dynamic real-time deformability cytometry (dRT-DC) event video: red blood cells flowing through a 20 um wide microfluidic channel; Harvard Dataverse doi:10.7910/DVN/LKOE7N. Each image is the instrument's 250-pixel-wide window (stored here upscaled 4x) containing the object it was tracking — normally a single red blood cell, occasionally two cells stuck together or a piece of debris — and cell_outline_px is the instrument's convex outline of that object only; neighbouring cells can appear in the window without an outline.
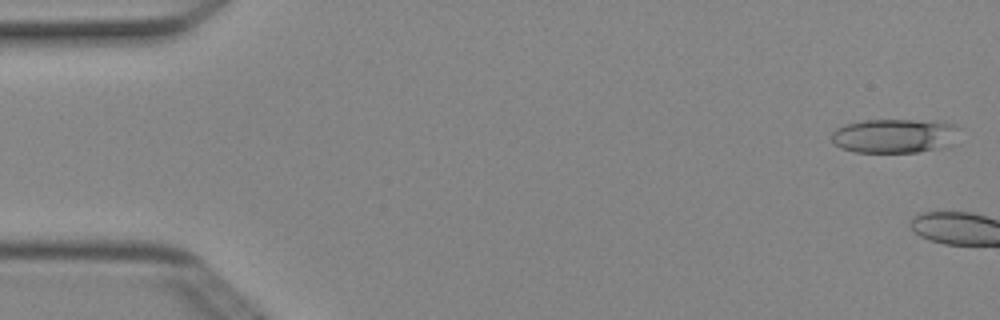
{"species": "Egyptian fruit bat (a non-hibernating species)", "species_latin": "Rousettus aegyptiacus", "temperature_condition": "cold", "stored_images_in_passage": 7, "camera_frame_rate_fps": 3000, "um_per_image_px": 0.085, "animal": {"sex": "female"}, "frame": {"image": 1, "passage_image": 1, "time_ms": 0.0, "image_size_px": [1000, 320], "cell_outline_px": [[964, 128], [952, 144], [948, 148], [916, 152], [856, 152], [840, 148], [832, 140], [832, 132], [836, 128], [844, 124], [864, 120], [944, 120], [956, 124]], "centroid_in_image_um": [76.17, 11.53], "position_along_channel_um": 8.8, "area_um2": 26.36}}
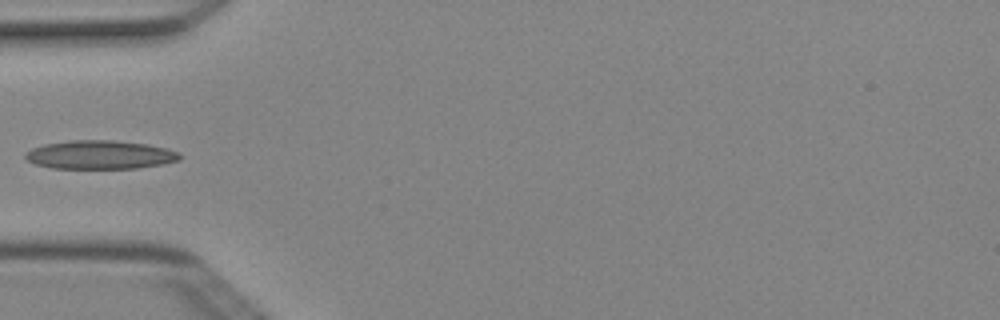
{"frame": {"image": 2, "passage_image": 6, "time_ms": 1.667, "image_size_px": [1000, 320], "cell_outline_px": [[180, 160], [164, 164], [136, 168], [52, 168], [36, 164], [28, 160], [24, 156], [32, 148], [44, 144], [72, 140], [112, 140], [148, 144], [168, 148], [180, 152]], "centroid_in_image_um": [8.55, 13.15], "position_along_channel_um": 76.4, "area_um2": 25.72}}
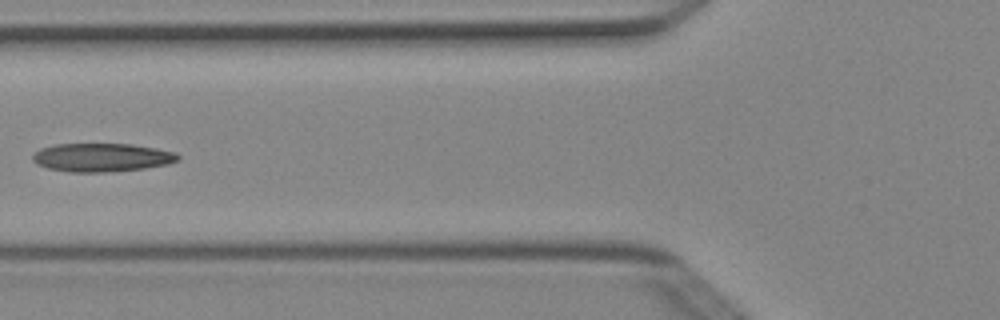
{"frame": {"image": 3, "passage_image": 7, "time_ms": 2.0, "image_size_px": [1000, 320], "cell_outline_px": [[180, 160], [168, 164], [144, 168], [104, 172], [68, 172], [48, 168], [36, 164], [32, 160], [32, 156], [40, 148], [56, 144], [132, 144], [156, 148], [176, 152], [180, 156]], "centroid_in_image_um": [8.66, 13.38], "position_along_channel_um": 117.1, "area_um2": 24.16}}